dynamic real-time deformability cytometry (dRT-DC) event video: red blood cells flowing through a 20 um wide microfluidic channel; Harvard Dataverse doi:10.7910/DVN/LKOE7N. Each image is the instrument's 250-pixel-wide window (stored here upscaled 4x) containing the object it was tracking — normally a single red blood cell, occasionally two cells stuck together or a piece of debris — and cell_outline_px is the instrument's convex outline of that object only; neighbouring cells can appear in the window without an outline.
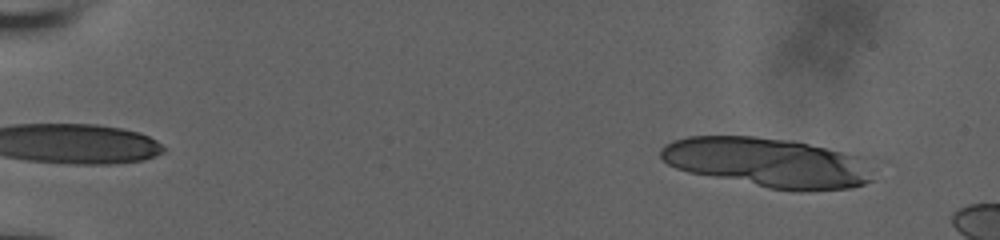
{"species": "human", "species_latin": "Homo sapiens", "temperature_condition": "room temperature", "stored_images_in_passage": 14, "camera_frame_rate_fps": 3000, "um_per_image_px": 0.085, "donor": {"sex": "male"}, "frame": {"image": 1, "passage_image": 3, "time_ms": 0.667, "image_size_px": [1000, 240], "cell_outline_px": [[872, 180], [864, 184], [852, 188], [768, 188], [688, 172], [676, 168], [668, 164], [660, 156], [660, 148], [664, 144], [672, 140], [688, 136], [752, 136], [792, 140], [864, 156]], "centroid_in_image_um": [65.18, 13.77], "position_along_channel_um": 19.8, "area_um2": 60.52}}